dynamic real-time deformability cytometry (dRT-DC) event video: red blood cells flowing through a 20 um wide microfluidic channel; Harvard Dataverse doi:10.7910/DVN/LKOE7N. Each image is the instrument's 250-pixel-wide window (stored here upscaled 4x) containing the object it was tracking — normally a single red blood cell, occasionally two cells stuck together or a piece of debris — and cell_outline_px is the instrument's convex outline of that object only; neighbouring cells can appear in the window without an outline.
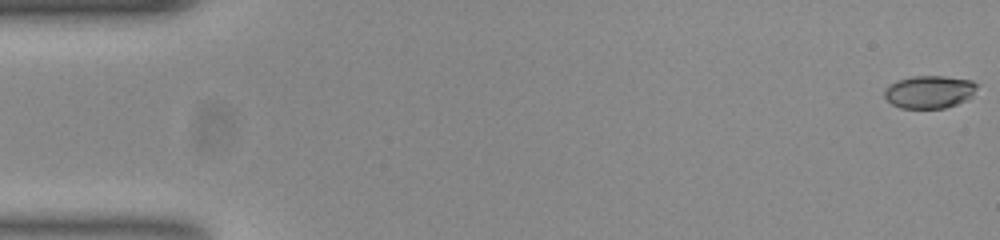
{"species": "common noctule bat (a hibernating species)", "species_latin": "Nyctalus noctula", "temperature_condition": "room temperature", "stored_images_in_passage": 55, "camera_frame_rate_fps": 3000, "um_per_image_px": 0.085, "animal": {"sex": "female", "body_mass_g": 23.0, "forearm_length_mm": 53.4}, "frame": {"image": 1, "passage_image": 1, "time_ms": 0.0, "image_size_px": [1000, 240], "cell_outline_px": [[980, 84], [972, 96], [968, 100], [944, 108], [900, 108], [892, 104], [884, 96], [884, 88], [888, 84], [896, 80], [912, 76], [944, 76], [972, 80]], "centroid_in_image_um": [79.01, 7.8], "position_along_channel_um": 6.0, "area_um2": 17.98}}
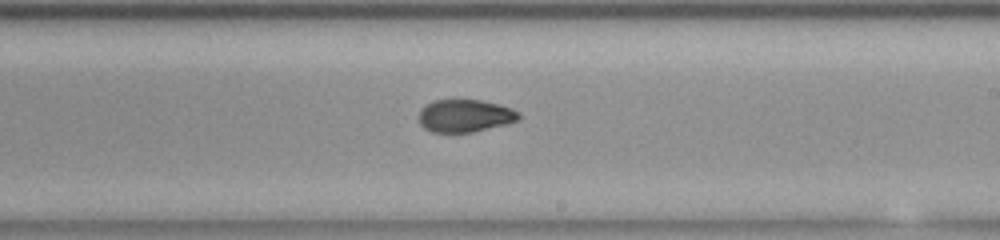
{"frame": {"image": 2, "passage_image": 32, "time_ms": 10.333, "image_size_px": [1000, 240], "cell_outline_px": [[520, 120], [508, 124], [472, 132], [432, 132], [424, 128], [420, 124], [420, 108], [432, 100], [480, 100], [500, 104], [512, 108], [520, 112]], "centroid_in_image_um": [39.56, 9.84], "position_along_channel_um": 249.4, "area_um2": 19.19}}
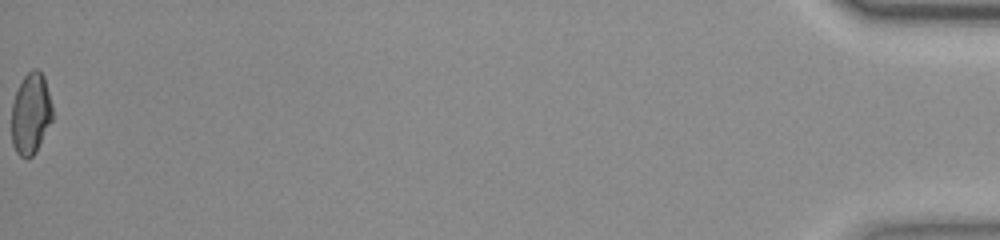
{"frame": {"image": 3, "passage_image": 55, "time_ms": 18.0, "image_size_px": [1000, 240], "cell_outline_px": [[52, 120], [36, 152], [28, 160], [20, 156], [16, 152], [12, 144], [12, 104], [16, 92], [24, 76], [32, 68], [36, 68], [44, 76], [52, 104]], "centroid_in_image_um": [2.62, 9.68], "position_along_channel_um": 432.6, "area_um2": 19.42}, "authors_computed_cell_mechanics": {"area_um2": 19.363, "velocity_mm_per_s": 3.7836, "shape_relaxation_time_tau1_ms": 8.7469, "shape_relaxation_time_tau2_ms": 2.0393, "deformation_change_tau1": 0.2161, "deformation_change_tau2": 0.0639}}